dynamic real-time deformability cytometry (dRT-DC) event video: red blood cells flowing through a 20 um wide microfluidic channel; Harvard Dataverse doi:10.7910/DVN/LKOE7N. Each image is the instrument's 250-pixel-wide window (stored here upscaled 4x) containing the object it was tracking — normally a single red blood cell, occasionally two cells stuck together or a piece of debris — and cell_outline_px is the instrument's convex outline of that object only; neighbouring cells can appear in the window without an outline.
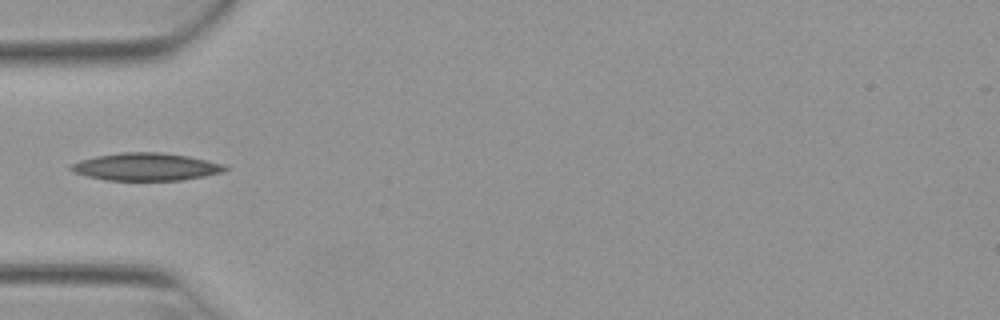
{"species": "Egyptian fruit bat (a non-hibernating species)", "species_latin": "Rousettus aegyptiacus", "temperature_condition": "warm", "stored_images_in_passage": 36, "camera_frame_rate_fps": 3000, "um_per_image_px": 0.085, "animal": {"sex": "female"}, "frame": {"image": 1, "passage_image": 1, "time_ms": 0.0, "image_size_px": [1000, 320], "cell_outline_px": [[228, 168], [224, 172], [204, 176], [180, 180], [108, 180], [88, 176], [72, 172], [68, 168], [72, 164], [80, 160], [96, 156], [120, 152], [160, 152], [188, 156], [208, 160], [224, 164]], "centroid_in_image_um": [12.41, 14.17], "position_along_channel_um": 72.6, "area_um2": 24.74}}
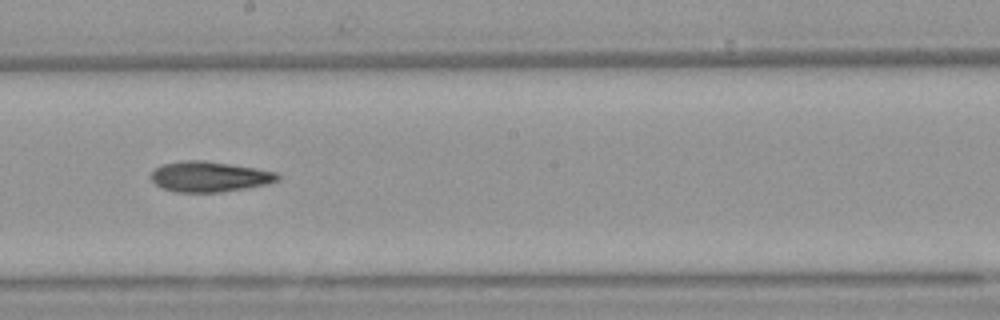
{"frame": {"image": 2, "passage_image": 13, "time_ms": 4.0, "image_size_px": [1000, 320], "cell_outline_px": [[280, 180], [268, 184], [248, 188], [220, 192], [176, 192], [164, 188], [156, 184], [152, 180], [152, 172], [156, 168], [164, 164], [184, 160], [204, 160], [276, 172], [280, 176]], "centroid_in_image_um": [17.83, 15.02], "position_along_channel_um": 230.4, "area_um2": 22.2}}
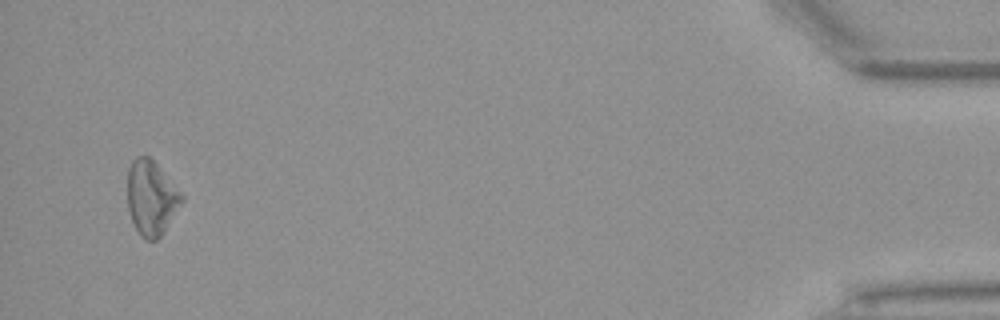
{"frame": {"image": 3, "passage_image": 34, "time_ms": 11.0, "image_size_px": [1000, 320], "cell_outline_px": [[184, 200], [160, 236], [156, 240], [144, 240], [140, 236], [132, 220], [128, 208], [128, 168], [132, 160], [136, 156], [148, 156], [156, 164], [184, 196]], "centroid_in_image_um": [12.84, 16.82], "position_along_channel_um": 422.4, "area_um2": 23.24}}